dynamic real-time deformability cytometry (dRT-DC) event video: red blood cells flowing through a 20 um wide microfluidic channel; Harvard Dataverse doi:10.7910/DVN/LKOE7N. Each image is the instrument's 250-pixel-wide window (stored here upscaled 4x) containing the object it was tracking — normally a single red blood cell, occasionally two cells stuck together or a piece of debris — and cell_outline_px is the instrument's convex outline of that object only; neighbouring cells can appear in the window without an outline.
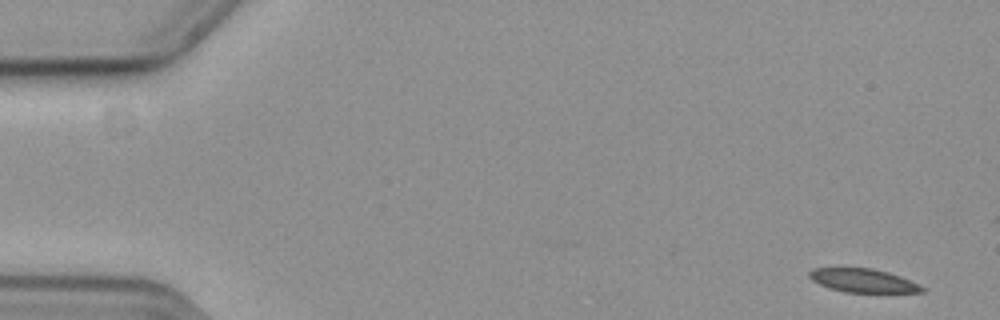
{"species": "common noctule bat (a hibernating species)", "species_latin": "Nyctalus noctula", "temperature_condition": "cold", "stored_images_in_passage": 54, "camera_frame_rate_fps": 3000, "um_per_image_px": 0.085, "animal": {"sex": "female", "body_mass_g": 19.3, "forearm_length_mm": 54.1}, "frame": {"image": 1, "passage_image": 1, "time_ms": 0.0, "image_size_px": [1000, 320], "cell_outline_px": [[924, 292], [844, 292], [828, 288], [812, 280], [808, 276], [808, 272], [812, 268], [872, 268], [888, 272], [900, 276], [920, 284], [924, 288]], "centroid_in_image_um": [73.34, 23.84], "position_along_channel_um": 11.7, "area_um2": 15.49}}
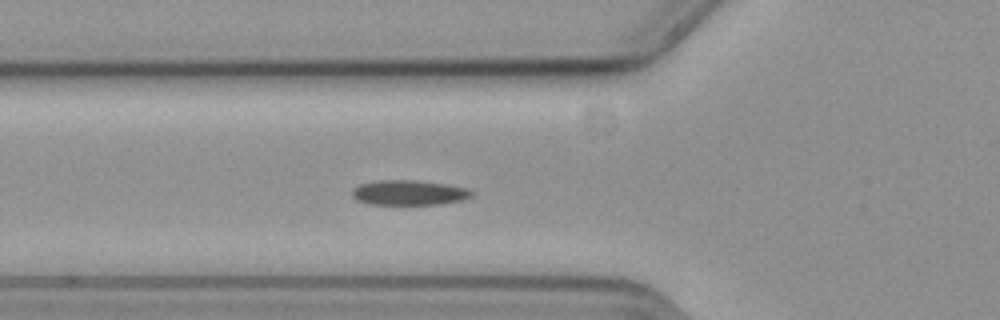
{"frame": {"image": 2, "passage_image": 19, "time_ms": 6.0, "image_size_px": [1000, 320], "cell_outline_px": [[476, 192], [472, 196], [464, 200], [440, 204], [368, 204], [356, 200], [352, 196], [352, 188], [360, 184], [380, 180], [416, 180], [448, 184], [468, 188]], "centroid_in_image_um": [34.8, 16.37], "position_along_channel_um": 91.0, "area_um2": 17.63}}
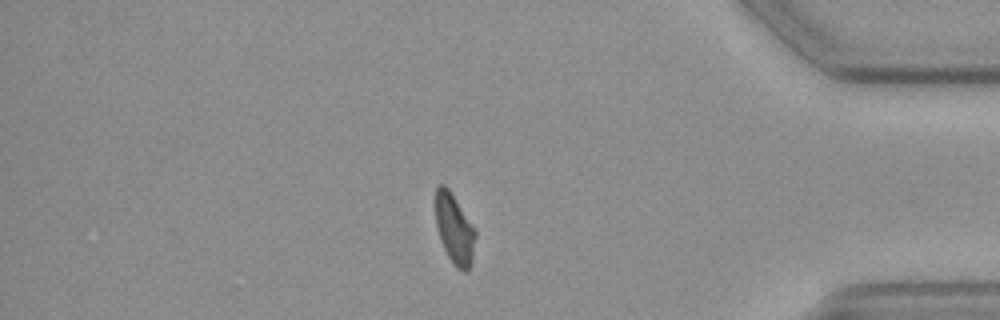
{"frame": {"image": 3, "passage_image": 47, "time_ms": 15.333, "image_size_px": [1000, 320], "cell_outline_px": [[476, 236], [472, 264], [468, 272], [464, 272], [456, 268], [452, 264], [440, 240], [436, 224], [436, 188], [440, 184], [444, 184], [448, 188], [476, 232]], "centroid_in_image_um": [38.64, 19.54], "position_along_channel_um": 396.6, "area_um2": 16.13}, "authors_computed_cell_mechanics": {"area_um2": 17.0221, "velocity_mm_per_s": 3.6305, "shape_relaxation_time_tau1_ms": 6.0714, "shape_relaxation_time_tau2_ms": null, "deformation_change_tau1": 0.1125, "deformation_change_tau2": null}}